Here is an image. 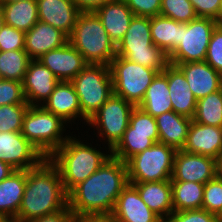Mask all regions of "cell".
<instances>
[{"label":"cell","mask_w":222,"mask_h":222,"mask_svg":"<svg viewBox=\"0 0 222 222\" xmlns=\"http://www.w3.org/2000/svg\"><path fill=\"white\" fill-rule=\"evenodd\" d=\"M15 171L10 165L6 164L0 159V181L9 177Z\"/></svg>","instance_id":"bcb514c9"},{"label":"cell","mask_w":222,"mask_h":222,"mask_svg":"<svg viewBox=\"0 0 222 222\" xmlns=\"http://www.w3.org/2000/svg\"><path fill=\"white\" fill-rule=\"evenodd\" d=\"M25 32L4 24L0 30V51L24 50Z\"/></svg>","instance_id":"ab89813d"},{"label":"cell","mask_w":222,"mask_h":222,"mask_svg":"<svg viewBox=\"0 0 222 222\" xmlns=\"http://www.w3.org/2000/svg\"><path fill=\"white\" fill-rule=\"evenodd\" d=\"M204 185L189 181H171L173 210L202 209Z\"/></svg>","instance_id":"4dcf8cb0"},{"label":"cell","mask_w":222,"mask_h":222,"mask_svg":"<svg viewBox=\"0 0 222 222\" xmlns=\"http://www.w3.org/2000/svg\"><path fill=\"white\" fill-rule=\"evenodd\" d=\"M138 191L143 202L164 222L172 214V187L170 180L130 183Z\"/></svg>","instance_id":"d4e9b609"},{"label":"cell","mask_w":222,"mask_h":222,"mask_svg":"<svg viewBox=\"0 0 222 222\" xmlns=\"http://www.w3.org/2000/svg\"><path fill=\"white\" fill-rule=\"evenodd\" d=\"M45 110L59 116L64 122L81 117L88 119L81 113L78 95L71 82L59 81L49 98L41 105Z\"/></svg>","instance_id":"7402d4cb"},{"label":"cell","mask_w":222,"mask_h":222,"mask_svg":"<svg viewBox=\"0 0 222 222\" xmlns=\"http://www.w3.org/2000/svg\"><path fill=\"white\" fill-rule=\"evenodd\" d=\"M112 215L118 222H164L143 202L130 183L118 196Z\"/></svg>","instance_id":"d6986e66"},{"label":"cell","mask_w":222,"mask_h":222,"mask_svg":"<svg viewBox=\"0 0 222 222\" xmlns=\"http://www.w3.org/2000/svg\"><path fill=\"white\" fill-rule=\"evenodd\" d=\"M0 159L15 170H28L45 157L21 132H0Z\"/></svg>","instance_id":"4fadbf2b"},{"label":"cell","mask_w":222,"mask_h":222,"mask_svg":"<svg viewBox=\"0 0 222 222\" xmlns=\"http://www.w3.org/2000/svg\"><path fill=\"white\" fill-rule=\"evenodd\" d=\"M94 13L101 20L109 38L117 44L124 37L135 16L124 0H112L100 6Z\"/></svg>","instance_id":"cb8c5ba5"},{"label":"cell","mask_w":222,"mask_h":222,"mask_svg":"<svg viewBox=\"0 0 222 222\" xmlns=\"http://www.w3.org/2000/svg\"><path fill=\"white\" fill-rule=\"evenodd\" d=\"M68 205L58 168L45 158L37 167L28 169L22 203L13 222H29L55 213Z\"/></svg>","instance_id":"7a4b0ae2"},{"label":"cell","mask_w":222,"mask_h":222,"mask_svg":"<svg viewBox=\"0 0 222 222\" xmlns=\"http://www.w3.org/2000/svg\"><path fill=\"white\" fill-rule=\"evenodd\" d=\"M182 150L216 159L222 152V127L200 124L192 120Z\"/></svg>","instance_id":"ffe728a7"},{"label":"cell","mask_w":222,"mask_h":222,"mask_svg":"<svg viewBox=\"0 0 222 222\" xmlns=\"http://www.w3.org/2000/svg\"><path fill=\"white\" fill-rule=\"evenodd\" d=\"M173 65L183 72L189 88L197 100L222 88V75L206 61Z\"/></svg>","instance_id":"ac0fdd59"},{"label":"cell","mask_w":222,"mask_h":222,"mask_svg":"<svg viewBox=\"0 0 222 222\" xmlns=\"http://www.w3.org/2000/svg\"><path fill=\"white\" fill-rule=\"evenodd\" d=\"M219 22L212 18L198 17L182 23L180 44L168 56L170 64L205 61L209 41Z\"/></svg>","instance_id":"8fae6325"},{"label":"cell","mask_w":222,"mask_h":222,"mask_svg":"<svg viewBox=\"0 0 222 222\" xmlns=\"http://www.w3.org/2000/svg\"><path fill=\"white\" fill-rule=\"evenodd\" d=\"M40 22L52 25L68 37L81 13L73 0H36Z\"/></svg>","instance_id":"e0dca14e"},{"label":"cell","mask_w":222,"mask_h":222,"mask_svg":"<svg viewBox=\"0 0 222 222\" xmlns=\"http://www.w3.org/2000/svg\"><path fill=\"white\" fill-rule=\"evenodd\" d=\"M153 44L169 56L180 44L182 23L161 15L150 18Z\"/></svg>","instance_id":"83f0119b"},{"label":"cell","mask_w":222,"mask_h":222,"mask_svg":"<svg viewBox=\"0 0 222 222\" xmlns=\"http://www.w3.org/2000/svg\"><path fill=\"white\" fill-rule=\"evenodd\" d=\"M134 107L132 103L113 93L88 120L89 126H95L98 130L99 137L106 138L108 153L122 139Z\"/></svg>","instance_id":"7c38bea8"},{"label":"cell","mask_w":222,"mask_h":222,"mask_svg":"<svg viewBox=\"0 0 222 222\" xmlns=\"http://www.w3.org/2000/svg\"><path fill=\"white\" fill-rule=\"evenodd\" d=\"M198 17L222 20L221 0H190Z\"/></svg>","instance_id":"b9f144b4"},{"label":"cell","mask_w":222,"mask_h":222,"mask_svg":"<svg viewBox=\"0 0 222 222\" xmlns=\"http://www.w3.org/2000/svg\"><path fill=\"white\" fill-rule=\"evenodd\" d=\"M193 121L222 127V88L197 100Z\"/></svg>","instance_id":"1f68e13d"},{"label":"cell","mask_w":222,"mask_h":222,"mask_svg":"<svg viewBox=\"0 0 222 222\" xmlns=\"http://www.w3.org/2000/svg\"><path fill=\"white\" fill-rule=\"evenodd\" d=\"M64 124L67 123L42 106H29L21 133L45 158H49L68 139L67 135L62 136Z\"/></svg>","instance_id":"8992f818"},{"label":"cell","mask_w":222,"mask_h":222,"mask_svg":"<svg viewBox=\"0 0 222 222\" xmlns=\"http://www.w3.org/2000/svg\"><path fill=\"white\" fill-rule=\"evenodd\" d=\"M74 216L75 215L67 205L65 208L55 213L33 219L29 222H73Z\"/></svg>","instance_id":"7bdbcfd3"},{"label":"cell","mask_w":222,"mask_h":222,"mask_svg":"<svg viewBox=\"0 0 222 222\" xmlns=\"http://www.w3.org/2000/svg\"><path fill=\"white\" fill-rule=\"evenodd\" d=\"M18 1H22V0H0V3L6 4V3L18 2Z\"/></svg>","instance_id":"f907efd6"},{"label":"cell","mask_w":222,"mask_h":222,"mask_svg":"<svg viewBox=\"0 0 222 222\" xmlns=\"http://www.w3.org/2000/svg\"><path fill=\"white\" fill-rule=\"evenodd\" d=\"M27 170H15L0 181V213L14 220L22 203Z\"/></svg>","instance_id":"4316f807"},{"label":"cell","mask_w":222,"mask_h":222,"mask_svg":"<svg viewBox=\"0 0 222 222\" xmlns=\"http://www.w3.org/2000/svg\"><path fill=\"white\" fill-rule=\"evenodd\" d=\"M0 222H13V220L0 213Z\"/></svg>","instance_id":"681fc988"},{"label":"cell","mask_w":222,"mask_h":222,"mask_svg":"<svg viewBox=\"0 0 222 222\" xmlns=\"http://www.w3.org/2000/svg\"><path fill=\"white\" fill-rule=\"evenodd\" d=\"M37 60L47 67L59 81L67 82L74 79L88 65L84 57L69 41L63 46L45 53Z\"/></svg>","instance_id":"9a60e30c"},{"label":"cell","mask_w":222,"mask_h":222,"mask_svg":"<svg viewBox=\"0 0 222 222\" xmlns=\"http://www.w3.org/2000/svg\"><path fill=\"white\" fill-rule=\"evenodd\" d=\"M2 7L4 24L18 30L27 32L39 21L36 0L6 3Z\"/></svg>","instance_id":"f546056e"},{"label":"cell","mask_w":222,"mask_h":222,"mask_svg":"<svg viewBox=\"0 0 222 222\" xmlns=\"http://www.w3.org/2000/svg\"><path fill=\"white\" fill-rule=\"evenodd\" d=\"M160 15L179 23H189L198 18L190 0H161Z\"/></svg>","instance_id":"836d02e7"},{"label":"cell","mask_w":222,"mask_h":222,"mask_svg":"<svg viewBox=\"0 0 222 222\" xmlns=\"http://www.w3.org/2000/svg\"><path fill=\"white\" fill-rule=\"evenodd\" d=\"M156 124L159 133V142L182 150L192 123V119L174 111L165 112L157 117Z\"/></svg>","instance_id":"484cf974"},{"label":"cell","mask_w":222,"mask_h":222,"mask_svg":"<svg viewBox=\"0 0 222 222\" xmlns=\"http://www.w3.org/2000/svg\"><path fill=\"white\" fill-rule=\"evenodd\" d=\"M78 95L81 113L90 117L114 93L110 66L88 64L70 81Z\"/></svg>","instance_id":"52a82bcc"},{"label":"cell","mask_w":222,"mask_h":222,"mask_svg":"<svg viewBox=\"0 0 222 222\" xmlns=\"http://www.w3.org/2000/svg\"><path fill=\"white\" fill-rule=\"evenodd\" d=\"M176 151L158 142L129 158L125 162L129 183L171 180Z\"/></svg>","instance_id":"ba28073f"},{"label":"cell","mask_w":222,"mask_h":222,"mask_svg":"<svg viewBox=\"0 0 222 222\" xmlns=\"http://www.w3.org/2000/svg\"><path fill=\"white\" fill-rule=\"evenodd\" d=\"M3 25H4L3 7L2 4L0 3V30Z\"/></svg>","instance_id":"c3c4849f"},{"label":"cell","mask_w":222,"mask_h":222,"mask_svg":"<svg viewBox=\"0 0 222 222\" xmlns=\"http://www.w3.org/2000/svg\"><path fill=\"white\" fill-rule=\"evenodd\" d=\"M29 104L0 106V132H21L25 112Z\"/></svg>","instance_id":"e575fe53"},{"label":"cell","mask_w":222,"mask_h":222,"mask_svg":"<svg viewBox=\"0 0 222 222\" xmlns=\"http://www.w3.org/2000/svg\"><path fill=\"white\" fill-rule=\"evenodd\" d=\"M205 61L222 75V25L213 30Z\"/></svg>","instance_id":"74e56055"},{"label":"cell","mask_w":222,"mask_h":222,"mask_svg":"<svg viewBox=\"0 0 222 222\" xmlns=\"http://www.w3.org/2000/svg\"><path fill=\"white\" fill-rule=\"evenodd\" d=\"M58 83L56 76L39 60H30L22 81L26 102L29 106H41Z\"/></svg>","instance_id":"2e32d148"},{"label":"cell","mask_w":222,"mask_h":222,"mask_svg":"<svg viewBox=\"0 0 222 222\" xmlns=\"http://www.w3.org/2000/svg\"><path fill=\"white\" fill-rule=\"evenodd\" d=\"M68 42V36L52 25L38 21L25 32L24 50L31 60H37L45 53Z\"/></svg>","instance_id":"44dd1931"},{"label":"cell","mask_w":222,"mask_h":222,"mask_svg":"<svg viewBox=\"0 0 222 222\" xmlns=\"http://www.w3.org/2000/svg\"><path fill=\"white\" fill-rule=\"evenodd\" d=\"M10 104H28L22 82L2 79L0 80V106Z\"/></svg>","instance_id":"8d00e7d4"},{"label":"cell","mask_w":222,"mask_h":222,"mask_svg":"<svg viewBox=\"0 0 222 222\" xmlns=\"http://www.w3.org/2000/svg\"><path fill=\"white\" fill-rule=\"evenodd\" d=\"M158 142L159 133L156 119L139 106H135L122 139L110 151V154L125 163L132 156Z\"/></svg>","instance_id":"30bf717a"},{"label":"cell","mask_w":222,"mask_h":222,"mask_svg":"<svg viewBox=\"0 0 222 222\" xmlns=\"http://www.w3.org/2000/svg\"><path fill=\"white\" fill-rule=\"evenodd\" d=\"M71 137L48 158L58 168L67 193L90 177L111 156Z\"/></svg>","instance_id":"3957f363"},{"label":"cell","mask_w":222,"mask_h":222,"mask_svg":"<svg viewBox=\"0 0 222 222\" xmlns=\"http://www.w3.org/2000/svg\"><path fill=\"white\" fill-rule=\"evenodd\" d=\"M202 209L217 216L222 214V179L215 177L204 185Z\"/></svg>","instance_id":"d590c367"},{"label":"cell","mask_w":222,"mask_h":222,"mask_svg":"<svg viewBox=\"0 0 222 222\" xmlns=\"http://www.w3.org/2000/svg\"><path fill=\"white\" fill-rule=\"evenodd\" d=\"M30 60L25 50L0 51L2 78L22 82Z\"/></svg>","instance_id":"d6a6232c"},{"label":"cell","mask_w":222,"mask_h":222,"mask_svg":"<svg viewBox=\"0 0 222 222\" xmlns=\"http://www.w3.org/2000/svg\"><path fill=\"white\" fill-rule=\"evenodd\" d=\"M112 0H73L81 12H94L100 6Z\"/></svg>","instance_id":"f6af8a7d"},{"label":"cell","mask_w":222,"mask_h":222,"mask_svg":"<svg viewBox=\"0 0 222 222\" xmlns=\"http://www.w3.org/2000/svg\"><path fill=\"white\" fill-rule=\"evenodd\" d=\"M128 183L126 164L110 156L90 177L68 192V206L74 215L112 214Z\"/></svg>","instance_id":"6da1fadb"},{"label":"cell","mask_w":222,"mask_h":222,"mask_svg":"<svg viewBox=\"0 0 222 222\" xmlns=\"http://www.w3.org/2000/svg\"><path fill=\"white\" fill-rule=\"evenodd\" d=\"M216 177L222 179V152L216 158Z\"/></svg>","instance_id":"7dc6e473"},{"label":"cell","mask_w":222,"mask_h":222,"mask_svg":"<svg viewBox=\"0 0 222 222\" xmlns=\"http://www.w3.org/2000/svg\"><path fill=\"white\" fill-rule=\"evenodd\" d=\"M68 41L88 64L110 66L116 56V45L94 12L79 14Z\"/></svg>","instance_id":"277c9868"},{"label":"cell","mask_w":222,"mask_h":222,"mask_svg":"<svg viewBox=\"0 0 222 222\" xmlns=\"http://www.w3.org/2000/svg\"><path fill=\"white\" fill-rule=\"evenodd\" d=\"M73 222H118L112 214L75 215Z\"/></svg>","instance_id":"ee69618b"},{"label":"cell","mask_w":222,"mask_h":222,"mask_svg":"<svg viewBox=\"0 0 222 222\" xmlns=\"http://www.w3.org/2000/svg\"><path fill=\"white\" fill-rule=\"evenodd\" d=\"M135 16L154 17L160 15L161 0H124Z\"/></svg>","instance_id":"60d3db41"},{"label":"cell","mask_w":222,"mask_h":222,"mask_svg":"<svg viewBox=\"0 0 222 222\" xmlns=\"http://www.w3.org/2000/svg\"><path fill=\"white\" fill-rule=\"evenodd\" d=\"M216 177V159L177 150L170 181L206 184Z\"/></svg>","instance_id":"5bb4252c"},{"label":"cell","mask_w":222,"mask_h":222,"mask_svg":"<svg viewBox=\"0 0 222 222\" xmlns=\"http://www.w3.org/2000/svg\"><path fill=\"white\" fill-rule=\"evenodd\" d=\"M163 72L167 75L172 109L175 113L193 118L197 99L189 88L183 72L173 64H168Z\"/></svg>","instance_id":"603a6c76"},{"label":"cell","mask_w":222,"mask_h":222,"mask_svg":"<svg viewBox=\"0 0 222 222\" xmlns=\"http://www.w3.org/2000/svg\"><path fill=\"white\" fill-rule=\"evenodd\" d=\"M139 107L154 118L165 112L173 111L167 75L163 71L155 76Z\"/></svg>","instance_id":"f1b7e54d"},{"label":"cell","mask_w":222,"mask_h":222,"mask_svg":"<svg viewBox=\"0 0 222 222\" xmlns=\"http://www.w3.org/2000/svg\"><path fill=\"white\" fill-rule=\"evenodd\" d=\"M165 222H221L220 217L205 209L173 211Z\"/></svg>","instance_id":"f35d334b"},{"label":"cell","mask_w":222,"mask_h":222,"mask_svg":"<svg viewBox=\"0 0 222 222\" xmlns=\"http://www.w3.org/2000/svg\"><path fill=\"white\" fill-rule=\"evenodd\" d=\"M116 56L162 72L169 64L168 56L153 44L150 18L134 16L124 37L116 46Z\"/></svg>","instance_id":"5b68a950"},{"label":"cell","mask_w":222,"mask_h":222,"mask_svg":"<svg viewBox=\"0 0 222 222\" xmlns=\"http://www.w3.org/2000/svg\"><path fill=\"white\" fill-rule=\"evenodd\" d=\"M114 94L139 106L159 71L115 56L110 64Z\"/></svg>","instance_id":"9c48e42d"}]
</instances>
